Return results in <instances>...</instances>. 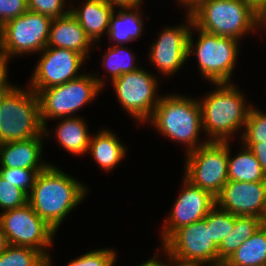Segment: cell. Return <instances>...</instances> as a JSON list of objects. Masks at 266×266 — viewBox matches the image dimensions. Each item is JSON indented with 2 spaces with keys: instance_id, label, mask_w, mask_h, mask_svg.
Segmentation results:
<instances>
[{
  "instance_id": "1",
  "label": "cell",
  "mask_w": 266,
  "mask_h": 266,
  "mask_svg": "<svg viewBox=\"0 0 266 266\" xmlns=\"http://www.w3.org/2000/svg\"><path fill=\"white\" fill-rule=\"evenodd\" d=\"M62 170L50 162L43 171L37 173L28 195V203L36 214L56 232L90 190Z\"/></svg>"
},
{
  "instance_id": "2",
  "label": "cell",
  "mask_w": 266,
  "mask_h": 266,
  "mask_svg": "<svg viewBox=\"0 0 266 266\" xmlns=\"http://www.w3.org/2000/svg\"><path fill=\"white\" fill-rule=\"evenodd\" d=\"M215 90L198 98L202 112V128L208 141H231L243 133L252 103L245 99L235 83H212ZM242 130V131H240Z\"/></svg>"
},
{
  "instance_id": "3",
  "label": "cell",
  "mask_w": 266,
  "mask_h": 266,
  "mask_svg": "<svg viewBox=\"0 0 266 266\" xmlns=\"http://www.w3.org/2000/svg\"><path fill=\"white\" fill-rule=\"evenodd\" d=\"M147 123L154 126L160 135L184 144L185 154L209 142L207 139L201 141L199 138L203 128L198 99L180 95L179 92L162 95Z\"/></svg>"
},
{
  "instance_id": "4",
  "label": "cell",
  "mask_w": 266,
  "mask_h": 266,
  "mask_svg": "<svg viewBox=\"0 0 266 266\" xmlns=\"http://www.w3.org/2000/svg\"><path fill=\"white\" fill-rule=\"evenodd\" d=\"M208 33L238 41L257 30V9L247 0H200L188 11Z\"/></svg>"
},
{
  "instance_id": "5",
  "label": "cell",
  "mask_w": 266,
  "mask_h": 266,
  "mask_svg": "<svg viewBox=\"0 0 266 266\" xmlns=\"http://www.w3.org/2000/svg\"><path fill=\"white\" fill-rule=\"evenodd\" d=\"M12 85L0 100V144L45 137L38 94Z\"/></svg>"
},
{
  "instance_id": "6",
  "label": "cell",
  "mask_w": 266,
  "mask_h": 266,
  "mask_svg": "<svg viewBox=\"0 0 266 266\" xmlns=\"http://www.w3.org/2000/svg\"><path fill=\"white\" fill-rule=\"evenodd\" d=\"M198 34L197 41L193 38ZM240 41L211 34L194 24L188 38V58L191 54L197 59L198 71L211 83H231V77L240 56Z\"/></svg>"
},
{
  "instance_id": "7",
  "label": "cell",
  "mask_w": 266,
  "mask_h": 266,
  "mask_svg": "<svg viewBox=\"0 0 266 266\" xmlns=\"http://www.w3.org/2000/svg\"><path fill=\"white\" fill-rule=\"evenodd\" d=\"M87 73L62 85L43 89L38 93L40 118L46 138L52 132L49 131L48 120L55 121L59 118L80 116L76 115L77 111L96 100L99 93L103 91L93 73Z\"/></svg>"
},
{
  "instance_id": "8",
  "label": "cell",
  "mask_w": 266,
  "mask_h": 266,
  "mask_svg": "<svg viewBox=\"0 0 266 266\" xmlns=\"http://www.w3.org/2000/svg\"><path fill=\"white\" fill-rule=\"evenodd\" d=\"M184 156L182 177L216 198L228 181V141H209Z\"/></svg>"
},
{
  "instance_id": "9",
  "label": "cell",
  "mask_w": 266,
  "mask_h": 266,
  "mask_svg": "<svg viewBox=\"0 0 266 266\" xmlns=\"http://www.w3.org/2000/svg\"><path fill=\"white\" fill-rule=\"evenodd\" d=\"M52 18L27 10L0 27V53L7 59L40 53L47 45Z\"/></svg>"
},
{
  "instance_id": "10",
  "label": "cell",
  "mask_w": 266,
  "mask_h": 266,
  "mask_svg": "<svg viewBox=\"0 0 266 266\" xmlns=\"http://www.w3.org/2000/svg\"><path fill=\"white\" fill-rule=\"evenodd\" d=\"M157 78V75L140 67L111 81L118 103L137 121L136 126L137 123L138 126L146 124L160 101Z\"/></svg>"
},
{
  "instance_id": "11",
  "label": "cell",
  "mask_w": 266,
  "mask_h": 266,
  "mask_svg": "<svg viewBox=\"0 0 266 266\" xmlns=\"http://www.w3.org/2000/svg\"><path fill=\"white\" fill-rule=\"evenodd\" d=\"M0 225L9 245L34 248L49 260V266H53L49 250L57 232L36 214L29 203L1 211Z\"/></svg>"
},
{
  "instance_id": "12",
  "label": "cell",
  "mask_w": 266,
  "mask_h": 266,
  "mask_svg": "<svg viewBox=\"0 0 266 266\" xmlns=\"http://www.w3.org/2000/svg\"><path fill=\"white\" fill-rule=\"evenodd\" d=\"M160 248L170 259L180 263L194 265L218 263V247L211 240L207 215L204 219L180 227L161 244Z\"/></svg>"
},
{
  "instance_id": "13",
  "label": "cell",
  "mask_w": 266,
  "mask_h": 266,
  "mask_svg": "<svg viewBox=\"0 0 266 266\" xmlns=\"http://www.w3.org/2000/svg\"><path fill=\"white\" fill-rule=\"evenodd\" d=\"M39 54L28 81V86L37 94L80 77L83 72L79 70L87 60L82 54L64 48L45 47Z\"/></svg>"
},
{
  "instance_id": "14",
  "label": "cell",
  "mask_w": 266,
  "mask_h": 266,
  "mask_svg": "<svg viewBox=\"0 0 266 266\" xmlns=\"http://www.w3.org/2000/svg\"><path fill=\"white\" fill-rule=\"evenodd\" d=\"M185 14L184 24L165 26L149 47V62L165 77L175 75L188 61V38L193 20L188 11Z\"/></svg>"
},
{
  "instance_id": "15",
  "label": "cell",
  "mask_w": 266,
  "mask_h": 266,
  "mask_svg": "<svg viewBox=\"0 0 266 266\" xmlns=\"http://www.w3.org/2000/svg\"><path fill=\"white\" fill-rule=\"evenodd\" d=\"M180 194L172 205L171 212L165 220L160 232L163 244L176 230L204 219L216 205V199L209 192L191 184L183 177Z\"/></svg>"
},
{
  "instance_id": "16",
  "label": "cell",
  "mask_w": 266,
  "mask_h": 266,
  "mask_svg": "<svg viewBox=\"0 0 266 266\" xmlns=\"http://www.w3.org/2000/svg\"><path fill=\"white\" fill-rule=\"evenodd\" d=\"M215 199L220 209L235 216H255L262 219L266 204V181L228 180Z\"/></svg>"
},
{
  "instance_id": "17",
  "label": "cell",
  "mask_w": 266,
  "mask_h": 266,
  "mask_svg": "<svg viewBox=\"0 0 266 266\" xmlns=\"http://www.w3.org/2000/svg\"><path fill=\"white\" fill-rule=\"evenodd\" d=\"M45 138L33 137L0 144V168H22L40 173L50 164L42 159Z\"/></svg>"
},
{
  "instance_id": "18",
  "label": "cell",
  "mask_w": 266,
  "mask_h": 266,
  "mask_svg": "<svg viewBox=\"0 0 266 266\" xmlns=\"http://www.w3.org/2000/svg\"><path fill=\"white\" fill-rule=\"evenodd\" d=\"M94 46L71 13L52 20L46 47L69 49L89 60V52Z\"/></svg>"
},
{
  "instance_id": "19",
  "label": "cell",
  "mask_w": 266,
  "mask_h": 266,
  "mask_svg": "<svg viewBox=\"0 0 266 266\" xmlns=\"http://www.w3.org/2000/svg\"><path fill=\"white\" fill-rule=\"evenodd\" d=\"M83 1L78 7H72L74 3L69 2L70 13L78 20L86 36L96 45V42H101L104 34L107 35L111 15L115 10L104 0Z\"/></svg>"
},
{
  "instance_id": "20",
  "label": "cell",
  "mask_w": 266,
  "mask_h": 266,
  "mask_svg": "<svg viewBox=\"0 0 266 266\" xmlns=\"http://www.w3.org/2000/svg\"><path fill=\"white\" fill-rule=\"evenodd\" d=\"M112 130L103 129L90 138L87 153L104 172L112 171L124 160L128 148Z\"/></svg>"
},
{
  "instance_id": "21",
  "label": "cell",
  "mask_w": 266,
  "mask_h": 266,
  "mask_svg": "<svg viewBox=\"0 0 266 266\" xmlns=\"http://www.w3.org/2000/svg\"><path fill=\"white\" fill-rule=\"evenodd\" d=\"M81 116L56 119L57 126L53 130L55 140L68 154L81 156L87 154L90 143L88 124Z\"/></svg>"
},
{
  "instance_id": "22",
  "label": "cell",
  "mask_w": 266,
  "mask_h": 266,
  "mask_svg": "<svg viewBox=\"0 0 266 266\" xmlns=\"http://www.w3.org/2000/svg\"><path fill=\"white\" fill-rule=\"evenodd\" d=\"M140 7L134 9H115L111 15L108 30L110 45H124L139 39L144 31V18L149 19L141 12Z\"/></svg>"
},
{
  "instance_id": "23",
  "label": "cell",
  "mask_w": 266,
  "mask_h": 266,
  "mask_svg": "<svg viewBox=\"0 0 266 266\" xmlns=\"http://www.w3.org/2000/svg\"><path fill=\"white\" fill-rule=\"evenodd\" d=\"M103 58L101 60V66L108 75L100 76L94 72V77L98 84L104 89L106 81L116 79L124 73L136 71L140 68V64L136 62L137 55L133 50L125 47L124 45H111L105 50ZM136 55V56H135ZM110 77V78H109ZM107 78V79H106ZM106 80V81H105Z\"/></svg>"
},
{
  "instance_id": "24",
  "label": "cell",
  "mask_w": 266,
  "mask_h": 266,
  "mask_svg": "<svg viewBox=\"0 0 266 266\" xmlns=\"http://www.w3.org/2000/svg\"><path fill=\"white\" fill-rule=\"evenodd\" d=\"M231 141H228V180L242 182L266 181V176L253 152L245 145L234 157L231 154Z\"/></svg>"
},
{
  "instance_id": "25",
  "label": "cell",
  "mask_w": 266,
  "mask_h": 266,
  "mask_svg": "<svg viewBox=\"0 0 266 266\" xmlns=\"http://www.w3.org/2000/svg\"><path fill=\"white\" fill-rule=\"evenodd\" d=\"M263 225L255 216H235L234 227L218 247V263L225 262L239 246L247 241Z\"/></svg>"
},
{
  "instance_id": "26",
  "label": "cell",
  "mask_w": 266,
  "mask_h": 266,
  "mask_svg": "<svg viewBox=\"0 0 266 266\" xmlns=\"http://www.w3.org/2000/svg\"><path fill=\"white\" fill-rule=\"evenodd\" d=\"M224 263L227 266H266V225L243 242Z\"/></svg>"
},
{
  "instance_id": "27",
  "label": "cell",
  "mask_w": 266,
  "mask_h": 266,
  "mask_svg": "<svg viewBox=\"0 0 266 266\" xmlns=\"http://www.w3.org/2000/svg\"><path fill=\"white\" fill-rule=\"evenodd\" d=\"M0 266H49V260L34 248L9 245L0 254Z\"/></svg>"
},
{
  "instance_id": "28",
  "label": "cell",
  "mask_w": 266,
  "mask_h": 266,
  "mask_svg": "<svg viewBox=\"0 0 266 266\" xmlns=\"http://www.w3.org/2000/svg\"><path fill=\"white\" fill-rule=\"evenodd\" d=\"M235 215L215 205L207 214V226H210L211 240L219 247L225 236L234 227Z\"/></svg>"
},
{
  "instance_id": "29",
  "label": "cell",
  "mask_w": 266,
  "mask_h": 266,
  "mask_svg": "<svg viewBox=\"0 0 266 266\" xmlns=\"http://www.w3.org/2000/svg\"><path fill=\"white\" fill-rule=\"evenodd\" d=\"M239 142L266 143V112L264 110H259L252 105Z\"/></svg>"
},
{
  "instance_id": "30",
  "label": "cell",
  "mask_w": 266,
  "mask_h": 266,
  "mask_svg": "<svg viewBox=\"0 0 266 266\" xmlns=\"http://www.w3.org/2000/svg\"><path fill=\"white\" fill-rule=\"evenodd\" d=\"M117 253L111 248H97L69 261L66 266H114L117 261Z\"/></svg>"
},
{
  "instance_id": "31",
  "label": "cell",
  "mask_w": 266,
  "mask_h": 266,
  "mask_svg": "<svg viewBox=\"0 0 266 266\" xmlns=\"http://www.w3.org/2000/svg\"><path fill=\"white\" fill-rule=\"evenodd\" d=\"M28 203V194L0 176V210L7 211Z\"/></svg>"
},
{
  "instance_id": "32",
  "label": "cell",
  "mask_w": 266,
  "mask_h": 266,
  "mask_svg": "<svg viewBox=\"0 0 266 266\" xmlns=\"http://www.w3.org/2000/svg\"><path fill=\"white\" fill-rule=\"evenodd\" d=\"M28 10L42 15L49 16L52 19L62 17L70 13L66 7V0H27ZM69 9V10H68Z\"/></svg>"
},
{
  "instance_id": "33",
  "label": "cell",
  "mask_w": 266,
  "mask_h": 266,
  "mask_svg": "<svg viewBox=\"0 0 266 266\" xmlns=\"http://www.w3.org/2000/svg\"><path fill=\"white\" fill-rule=\"evenodd\" d=\"M36 173L30 169L0 168V176L11 182L17 188L24 190L28 195L32 189Z\"/></svg>"
},
{
  "instance_id": "34",
  "label": "cell",
  "mask_w": 266,
  "mask_h": 266,
  "mask_svg": "<svg viewBox=\"0 0 266 266\" xmlns=\"http://www.w3.org/2000/svg\"><path fill=\"white\" fill-rule=\"evenodd\" d=\"M28 10L27 0H0V27Z\"/></svg>"
},
{
  "instance_id": "35",
  "label": "cell",
  "mask_w": 266,
  "mask_h": 266,
  "mask_svg": "<svg viewBox=\"0 0 266 266\" xmlns=\"http://www.w3.org/2000/svg\"><path fill=\"white\" fill-rule=\"evenodd\" d=\"M248 147L262 167V170L266 176V143H240Z\"/></svg>"
},
{
  "instance_id": "36",
  "label": "cell",
  "mask_w": 266,
  "mask_h": 266,
  "mask_svg": "<svg viewBox=\"0 0 266 266\" xmlns=\"http://www.w3.org/2000/svg\"><path fill=\"white\" fill-rule=\"evenodd\" d=\"M9 59H7L3 54L0 53V92H5L9 89L14 83H11L8 77L9 74Z\"/></svg>"
},
{
  "instance_id": "37",
  "label": "cell",
  "mask_w": 266,
  "mask_h": 266,
  "mask_svg": "<svg viewBox=\"0 0 266 266\" xmlns=\"http://www.w3.org/2000/svg\"><path fill=\"white\" fill-rule=\"evenodd\" d=\"M114 10L117 9H134L142 6L143 0H104Z\"/></svg>"
},
{
  "instance_id": "38",
  "label": "cell",
  "mask_w": 266,
  "mask_h": 266,
  "mask_svg": "<svg viewBox=\"0 0 266 266\" xmlns=\"http://www.w3.org/2000/svg\"><path fill=\"white\" fill-rule=\"evenodd\" d=\"M257 31L259 32L260 29L266 31V2H264L258 9H257ZM266 34V32H263Z\"/></svg>"
},
{
  "instance_id": "39",
  "label": "cell",
  "mask_w": 266,
  "mask_h": 266,
  "mask_svg": "<svg viewBox=\"0 0 266 266\" xmlns=\"http://www.w3.org/2000/svg\"><path fill=\"white\" fill-rule=\"evenodd\" d=\"M161 252L160 251H156L155 254H153V257H150V259H147L146 262H142L141 264H138L136 266H163V261L160 259H158L157 254Z\"/></svg>"
},
{
  "instance_id": "40",
  "label": "cell",
  "mask_w": 266,
  "mask_h": 266,
  "mask_svg": "<svg viewBox=\"0 0 266 266\" xmlns=\"http://www.w3.org/2000/svg\"><path fill=\"white\" fill-rule=\"evenodd\" d=\"M161 252L163 253H160L161 254V257L163 255V258L165 259L163 261V266H197V265H194V264H187V263H180V262H177L175 260H172L170 259L162 250Z\"/></svg>"
},
{
  "instance_id": "41",
  "label": "cell",
  "mask_w": 266,
  "mask_h": 266,
  "mask_svg": "<svg viewBox=\"0 0 266 266\" xmlns=\"http://www.w3.org/2000/svg\"><path fill=\"white\" fill-rule=\"evenodd\" d=\"M200 0H177L178 4L182 8H186L184 11H189L196 3H198Z\"/></svg>"
},
{
  "instance_id": "42",
  "label": "cell",
  "mask_w": 266,
  "mask_h": 266,
  "mask_svg": "<svg viewBox=\"0 0 266 266\" xmlns=\"http://www.w3.org/2000/svg\"><path fill=\"white\" fill-rule=\"evenodd\" d=\"M9 246L6 234L0 225V254Z\"/></svg>"
},
{
  "instance_id": "43",
  "label": "cell",
  "mask_w": 266,
  "mask_h": 266,
  "mask_svg": "<svg viewBox=\"0 0 266 266\" xmlns=\"http://www.w3.org/2000/svg\"><path fill=\"white\" fill-rule=\"evenodd\" d=\"M251 3L256 9H258L266 0H247Z\"/></svg>"
},
{
  "instance_id": "44",
  "label": "cell",
  "mask_w": 266,
  "mask_h": 266,
  "mask_svg": "<svg viewBox=\"0 0 266 266\" xmlns=\"http://www.w3.org/2000/svg\"><path fill=\"white\" fill-rule=\"evenodd\" d=\"M197 266H227L224 262L217 263V264H207V265H197Z\"/></svg>"
},
{
  "instance_id": "45",
  "label": "cell",
  "mask_w": 266,
  "mask_h": 266,
  "mask_svg": "<svg viewBox=\"0 0 266 266\" xmlns=\"http://www.w3.org/2000/svg\"><path fill=\"white\" fill-rule=\"evenodd\" d=\"M262 222H263V225H266V204H265V209L262 215Z\"/></svg>"
},
{
  "instance_id": "46",
  "label": "cell",
  "mask_w": 266,
  "mask_h": 266,
  "mask_svg": "<svg viewBox=\"0 0 266 266\" xmlns=\"http://www.w3.org/2000/svg\"><path fill=\"white\" fill-rule=\"evenodd\" d=\"M4 92H0V100H1V97H2V94H3Z\"/></svg>"
}]
</instances>
